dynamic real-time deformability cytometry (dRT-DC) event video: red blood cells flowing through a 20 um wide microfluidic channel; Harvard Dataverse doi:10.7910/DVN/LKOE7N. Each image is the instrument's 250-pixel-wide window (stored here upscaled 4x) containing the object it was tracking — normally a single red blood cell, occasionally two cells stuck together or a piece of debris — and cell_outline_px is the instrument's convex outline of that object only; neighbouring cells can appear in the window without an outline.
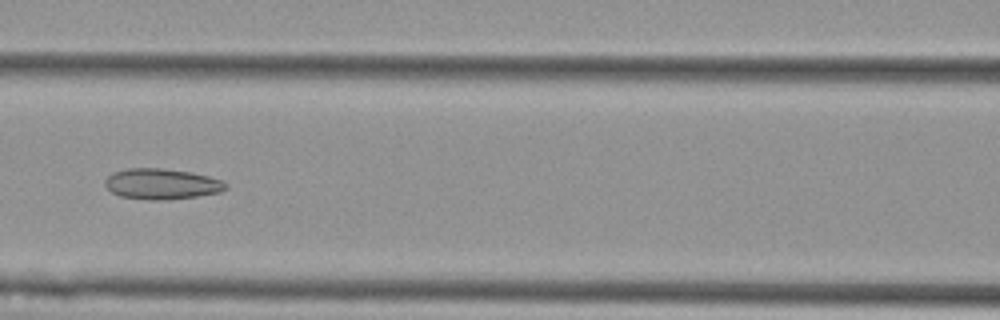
{"species": "Egyptian fruit bat (a non-hibernating species)", "species_latin": "Rousettus aegyptiacus", "temperature_condition": "cold", "stored_images_in_passage": 9, "camera_frame_rate_fps": 3000, "um_per_image_px": 0.085, "animal": {"sex": "female"}, "frame": {"image": 1, "passage_image": 7, "time_ms": 2.0, "image_size_px": [1000, 320], "cell_outline_px": [[228, 188], [220, 192], [196, 196], [152, 200], [148, 200], [120, 196], [112, 192], [104, 184], [104, 180], [112, 172], [128, 168], [160, 168], [192, 172], [224, 180], [228, 184]], "centroid_in_image_um": [13.75, 15.62], "position_along_channel_um": 152.8, "area_um2": 21.56}}
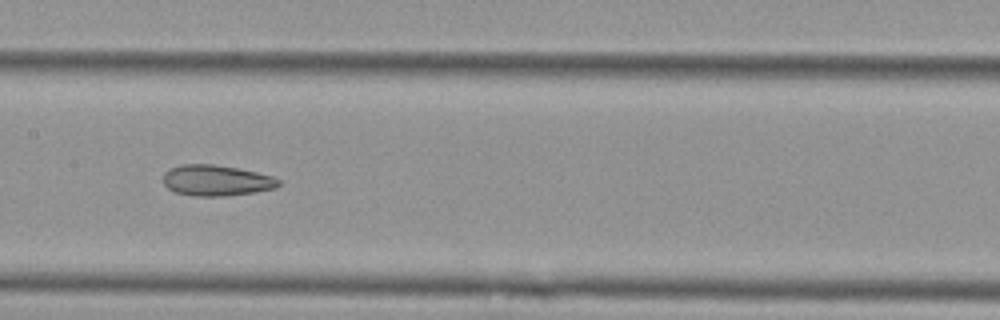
{"frame": {"image": 2, "passage_image": 8, "time_ms": 2.333, "image_size_px": [1000, 320], "cell_outline_px": [[280, 184], [276, 188], [256, 192], [228, 196], [192, 196], [176, 192], [168, 188], [164, 184], [164, 172], [180, 164], [212, 164], [236, 168], [256, 172], [272, 176], [280, 180]], "centroid_in_image_um": [18.4, 15.35], "position_along_channel_um": 189.0, "area_um2": 20.75}}
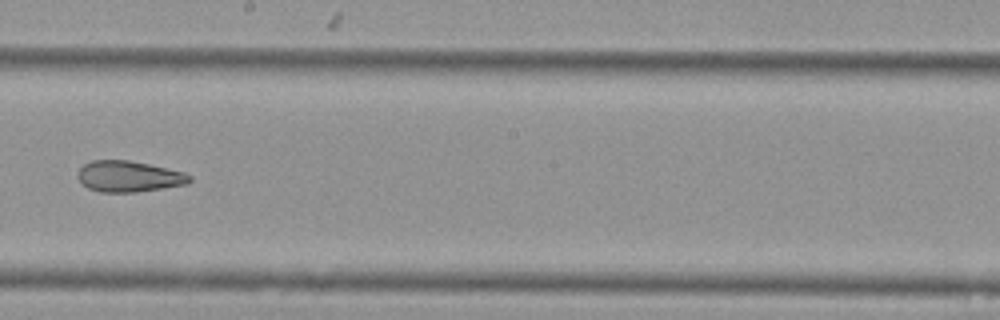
{"frame": {"image": 3, "passage_image": 9, "time_ms": 2.667, "image_size_px": [1000, 320], "cell_outline_px": [[192, 180], [188, 184], [136, 192], [100, 192], [88, 188], [76, 176], [76, 172], [84, 164], [92, 160], [128, 160], [148, 164], [184, 172], [192, 176]], "centroid_in_image_um": [10.94, 14.99], "position_along_channel_um": 237.3, "area_um2": 20.23}}